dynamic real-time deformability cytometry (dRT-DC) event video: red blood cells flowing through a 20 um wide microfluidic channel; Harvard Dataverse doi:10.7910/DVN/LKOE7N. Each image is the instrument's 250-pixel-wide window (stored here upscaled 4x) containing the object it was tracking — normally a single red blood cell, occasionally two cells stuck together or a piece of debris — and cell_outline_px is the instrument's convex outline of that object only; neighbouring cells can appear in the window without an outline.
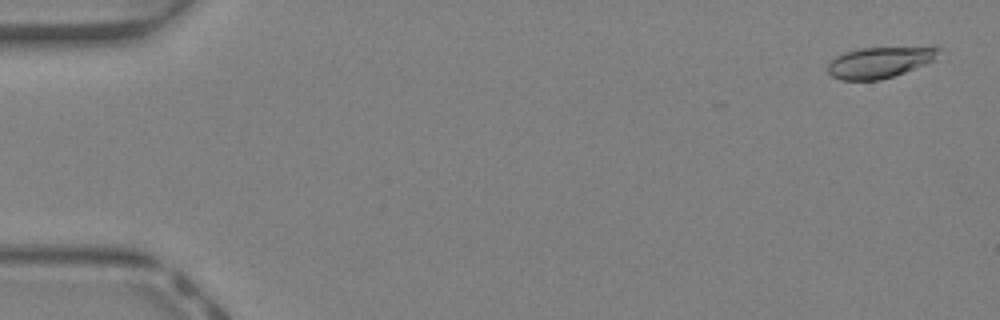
{"species": "Egyptian fruit bat (a non-hibernating species)", "species_latin": "Rousettus aegyptiacus", "temperature_condition": "warm", "stored_images_in_passage": 44, "camera_frame_rate_fps": 3000, "um_per_image_px": 0.085, "animal": {"sex": "female"}, "frame": {"image": 1, "passage_image": 2, "time_ms": 0.333, "image_size_px": [1000, 320], "cell_outline_px": [[940, 48], [932, 60], [924, 64], [904, 72], [880, 80], [840, 80], [832, 76], [828, 72], [828, 64], [836, 56], [844, 52], [860, 48]], "centroid_in_image_um": [74.65, 5.32], "position_along_channel_um": 10.4, "area_um2": 19.36}}
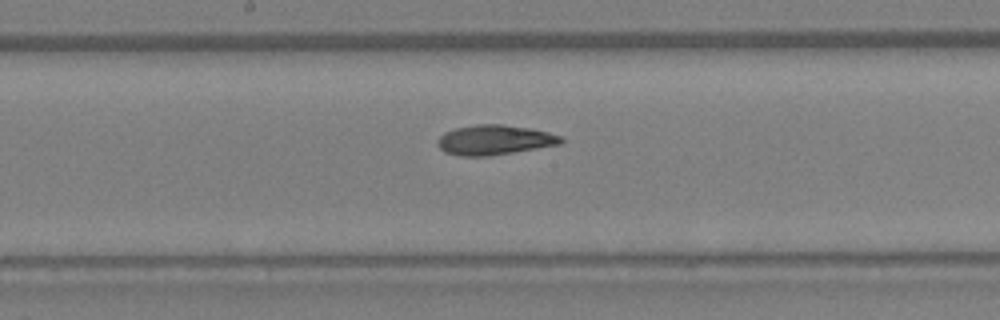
{"frame": {"image": 2, "passage_image": 24, "time_ms": 7.667, "image_size_px": [1000, 320], "cell_outline_px": [[564, 140], [560, 144], [488, 156], [460, 156], [444, 152], [436, 144], [436, 140], [444, 132], [456, 128], [476, 124], [500, 124], [528, 128], [548, 132], [564, 136]], "centroid_in_image_um": [42.0, 11.89], "position_along_channel_um": 206.2, "area_um2": 21.44}}
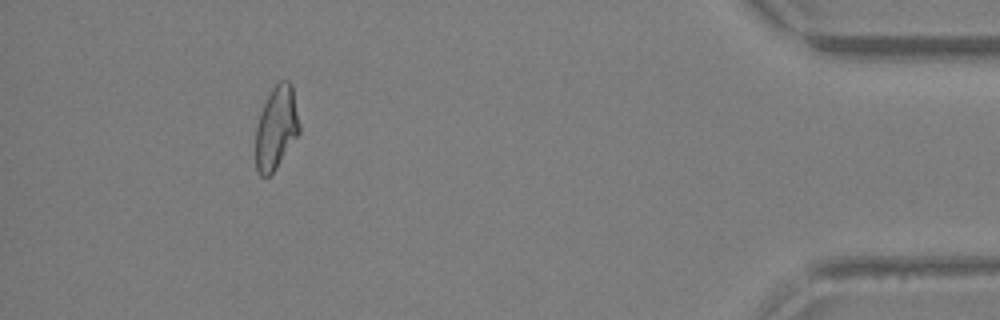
{"frame": {"image": 3, "passage_image": 41, "time_ms": 13.333, "image_size_px": [1000, 320], "cell_outline_px": [[300, 132], [276, 168], [268, 176], [260, 176], [256, 168], [256, 128], [260, 112], [272, 88], [280, 80], [288, 80], [292, 84], [300, 124]], "centroid_in_image_um": [23.49, 10.84], "position_along_channel_um": 411.7, "area_um2": 21.1}, "authors_computed_cell_mechanics": {"area_um2": 21.0392, "velocity_mm_per_s": 4.6699, "shape_relaxation_time_tau1_ms": null, "shape_relaxation_time_tau2_ms": 2.8325, "deformation_change_tau1": null, "deformation_change_tau2": 0.1062}}